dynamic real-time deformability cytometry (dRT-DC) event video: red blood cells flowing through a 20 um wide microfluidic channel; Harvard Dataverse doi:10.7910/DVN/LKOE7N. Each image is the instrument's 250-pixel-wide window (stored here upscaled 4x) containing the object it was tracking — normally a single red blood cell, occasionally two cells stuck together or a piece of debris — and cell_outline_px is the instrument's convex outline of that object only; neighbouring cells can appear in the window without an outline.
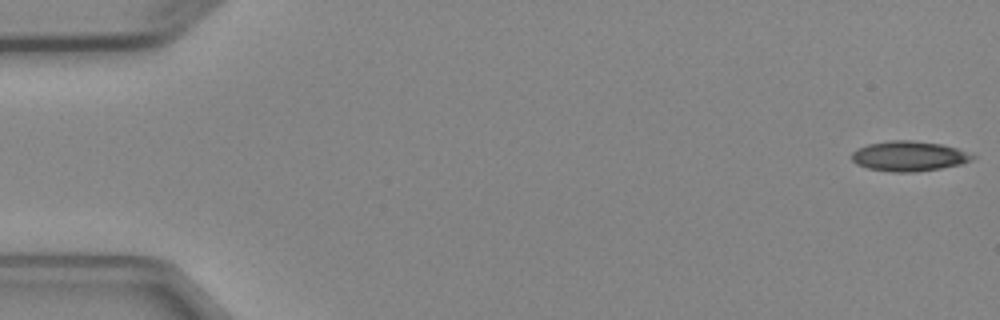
{"species": "Egyptian fruit bat (a non-hibernating species)", "species_latin": "Rousettus aegyptiacus", "temperature_condition": "cold", "stored_images_in_passage": 5, "camera_frame_rate_fps": 3000, "um_per_image_px": 0.085, "animal": {"sex": "female"}, "frame": {"image": 1, "passage_image": 1, "time_ms": 0.0, "image_size_px": [1000, 320], "cell_outline_px": [[976, 156], [972, 160], [960, 164], [940, 168], [912, 172], [892, 172], [868, 168], [856, 164], [852, 160], [852, 152], [856, 148], [868, 144], [892, 140], [912, 140], [940, 144], [956, 148]], "centroid_in_image_um": [77.22, 13.27], "position_along_channel_um": 7.8, "area_um2": 20.98}}
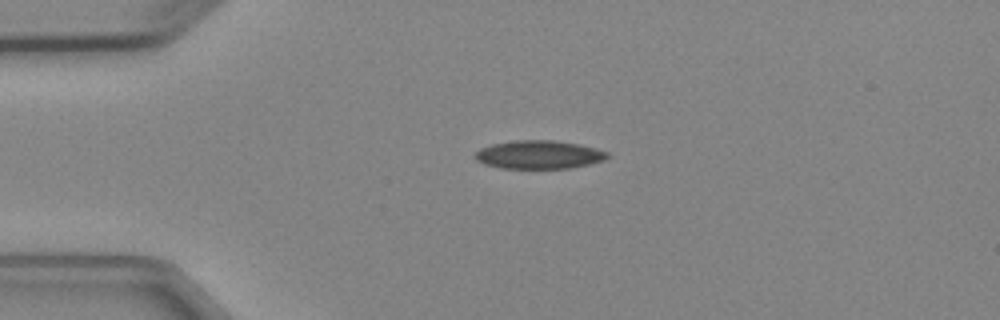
{"frame": {"image": 2, "passage_image": 4, "time_ms": 3.667, "image_size_px": [1000, 320], "cell_outline_px": [[612, 156], [604, 160], [572, 168], [500, 168], [484, 164], [476, 160], [472, 156], [480, 148], [492, 144], [516, 140], [552, 140], [580, 144], [596, 148], [608, 152]], "centroid_in_image_um": [45.81, 13.14], "position_along_channel_um": 39.2, "area_um2": 22.02}}